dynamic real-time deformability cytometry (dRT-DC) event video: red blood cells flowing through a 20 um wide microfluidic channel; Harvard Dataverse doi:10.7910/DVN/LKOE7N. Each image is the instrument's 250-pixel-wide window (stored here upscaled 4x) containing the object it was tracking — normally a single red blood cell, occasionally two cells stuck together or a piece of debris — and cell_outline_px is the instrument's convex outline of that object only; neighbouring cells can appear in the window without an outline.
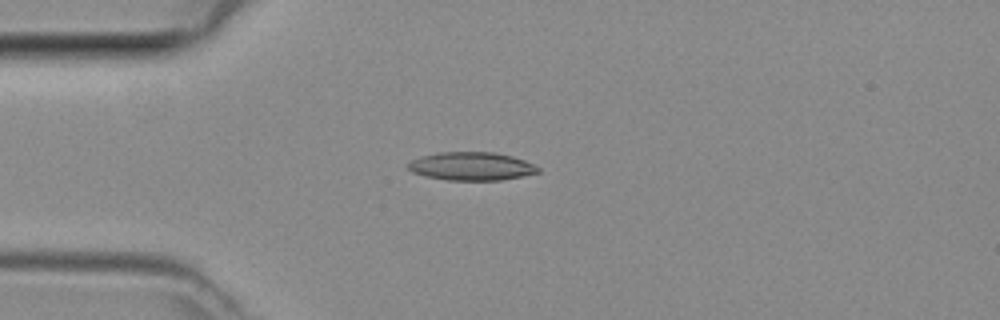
{"species": "common noctule bat (a hibernating species)", "species_latin": "Nyctalus noctula", "temperature_condition": "room temperature", "stored_images_in_passage": 4, "camera_frame_rate_fps": 3000, "um_per_image_px": 0.085, "animal": {"sex": "female", "body_mass_g": 29.2, "forearm_length_mm": 56.3}, "frame": {"image": 1, "passage_image": 3, "time_ms": 0.667, "image_size_px": [1000, 320], "cell_outline_px": [[540, 172], [500, 180], [448, 180], [424, 176], [412, 172], [408, 168], [408, 164], [412, 160], [420, 156], [440, 152], [496, 152], [512, 156], [524, 160], [540, 168]], "centroid_in_image_um": [40.06, 14.12], "position_along_channel_um": 44.9, "area_um2": 21.33}}